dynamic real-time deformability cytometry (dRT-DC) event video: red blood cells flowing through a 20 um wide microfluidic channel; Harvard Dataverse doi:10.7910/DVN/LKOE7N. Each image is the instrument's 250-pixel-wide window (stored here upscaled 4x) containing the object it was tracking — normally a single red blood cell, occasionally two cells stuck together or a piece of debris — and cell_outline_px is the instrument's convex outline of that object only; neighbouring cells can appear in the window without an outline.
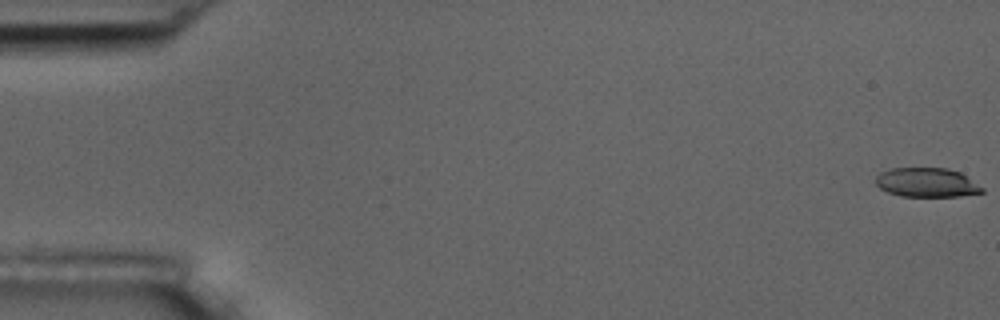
{"species": "common noctule bat (a hibernating species)", "species_latin": "Nyctalus noctula", "temperature_condition": "room temperature", "stored_images_in_passage": 5, "camera_frame_rate_fps": 3000, "um_per_image_px": 0.085, "animal": {"sex": "male", "body_mass_g": 17.5, "forearm_length_mm": 52.3}, "frame": {"image": 1, "passage_image": 1, "time_ms": 0.0, "image_size_px": [1000, 320], "cell_outline_px": [[984, 192], [960, 196], [900, 196], [888, 192], [880, 188], [876, 184], [876, 176], [880, 172], [892, 168], [948, 168], [960, 172], [984, 188]], "centroid_in_image_um": [78.77, 15.51], "position_along_channel_um": 6.2, "area_um2": 18.09}}
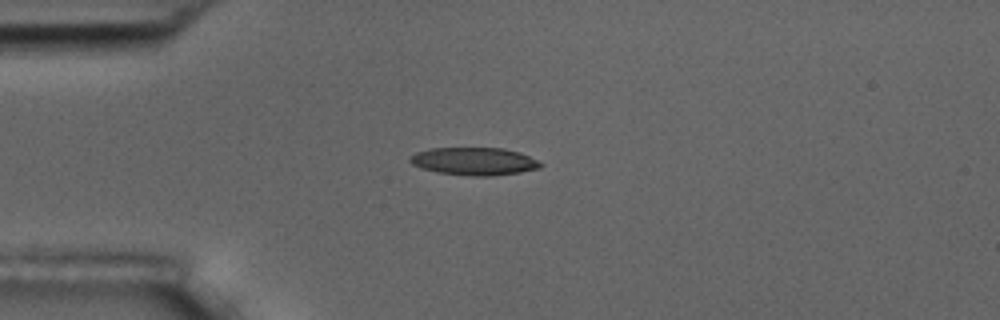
{"frame": {"image": 2, "passage_image": 5, "time_ms": 4.667, "image_size_px": [1000, 320], "cell_outline_px": [[544, 164], [540, 168], [520, 172], [488, 176], [468, 176], [436, 172], [420, 168], [412, 164], [408, 160], [408, 156], [416, 152], [428, 148], [504, 148], [520, 152]], "centroid_in_image_um": [40.25, 13.71], "position_along_channel_um": 44.7, "area_um2": 21.27}}